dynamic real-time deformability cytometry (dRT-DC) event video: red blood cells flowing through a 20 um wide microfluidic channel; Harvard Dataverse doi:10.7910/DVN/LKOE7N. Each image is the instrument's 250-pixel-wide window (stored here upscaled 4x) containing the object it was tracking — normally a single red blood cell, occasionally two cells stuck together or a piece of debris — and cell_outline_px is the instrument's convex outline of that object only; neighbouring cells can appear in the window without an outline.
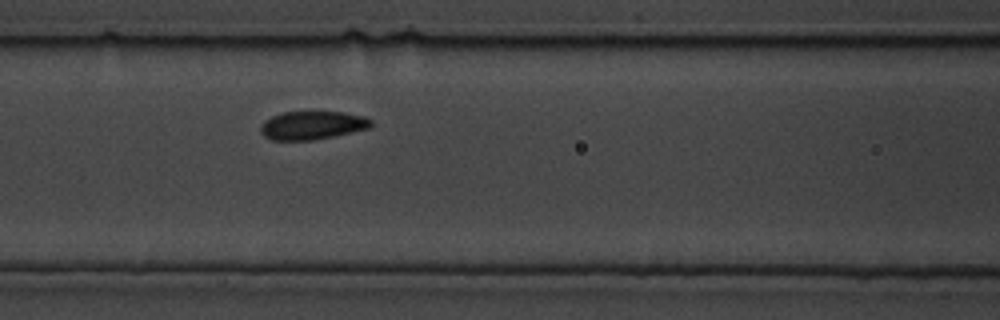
{"species": "common noctule bat (a hibernating species)", "species_latin": "Nyctalus noctula", "temperature_condition": "cold", "stored_images_in_passage": 10, "camera_frame_rate_fps": 3000, "um_per_image_px": 0.085, "animal": {"sex": "male", "body_mass_g": 19.5, "forearm_length_mm": 54.6}, "frame": {"image": 1, "passage_image": 5, "time_ms": 1.333, "image_size_px": [1000, 320], "cell_outline_px": [[372, 124], [368, 128], [332, 136], [312, 140], [272, 140], [264, 136], [260, 132], [260, 128], [264, 120], [272, 116], [284, 112], [344, 112], [364, 116], [372, 120]], "centroid_in_image_um": [26.51, 10.65], "position_along_channel_um": 140.1, "area_um2": 18.09}}
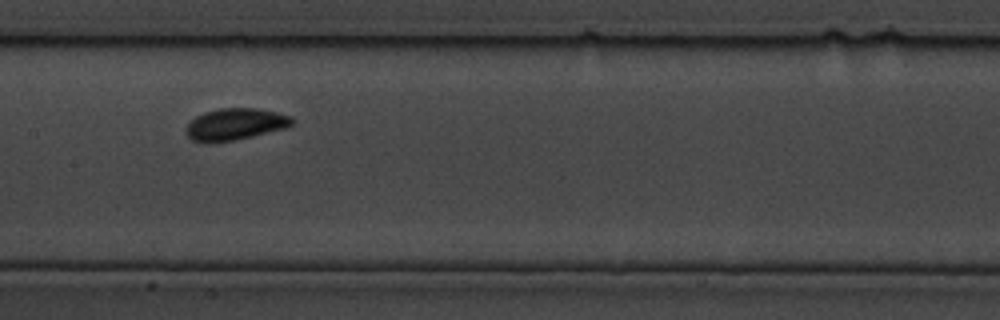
{"frame": {"image": 2, "passage_image": 7, "time_ms": 2.0, "image_size_px": [1000, 320], "cell_outline_px": [[292, 124], [284, 128], [236, 140], [192, 140], [184, 132], [188, 124], [196, 116], [204, 112], [220, 108], [256, 108], [276, 112], [292, 116]], "centroid_in_image_um": [20.0, 10.52], "position_along_channel_um": 187.4, "area_um2": 19.02}}
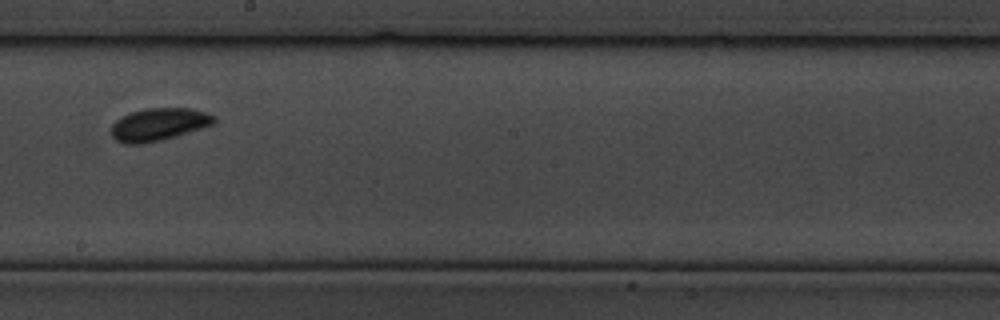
{"frame": {"image": 3, "passage_image": 9, "time_ms": 2.667, "image_size_px": [1000, 320], "cell_outline_px": [[216, 124], [164, 140], [144, 144], [124, 144], [116, 140], [112, 136], [112, 124], [116, 120], [132, 112], [148, 108], [188, 108], [204, 112], [216, 116]], "centroid_in_image_um": [13.53, 10.59], "position_along_channel_um": 234.7, "area_um2": 19.65}}